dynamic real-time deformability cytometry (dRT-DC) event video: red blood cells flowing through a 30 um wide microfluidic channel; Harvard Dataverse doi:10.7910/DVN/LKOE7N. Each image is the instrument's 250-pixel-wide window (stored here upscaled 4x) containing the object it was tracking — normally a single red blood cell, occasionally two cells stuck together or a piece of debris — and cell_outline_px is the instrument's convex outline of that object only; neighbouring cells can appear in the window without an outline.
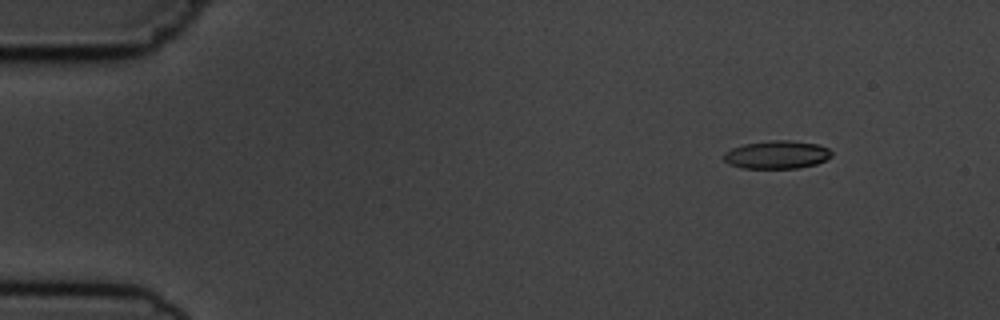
{"species": "common noctule bat (a hibernating species)", "species_latin": "Nyctalus noctula", "temperature_condition": "cold", "stored_images_in_passage": 6, "camera_frame_rate_fps": 3000, "um_per_image_px": 0.085, "animal": {"sex": "male", "body_mass_g": 19.5, "forearm_length_mm": 54.6}, "frame": {"image": 1, "passage_image": 2, "time_ms": 1.333, "image_size_px": [1000, 320], "cell_outline_px": [[832, 156], [816, 164], [800, 168], [744, 168], [728, 164], [724, 160], [724, 152], [732, 148], [744, 144], [772, 140], [788, 140], [820, 144], [828, 148], [832, 152]], "centroid_in_image_um": [66.05, 13.15], "position_along_channel_um": 19.0, "area_um2": 17.69}}